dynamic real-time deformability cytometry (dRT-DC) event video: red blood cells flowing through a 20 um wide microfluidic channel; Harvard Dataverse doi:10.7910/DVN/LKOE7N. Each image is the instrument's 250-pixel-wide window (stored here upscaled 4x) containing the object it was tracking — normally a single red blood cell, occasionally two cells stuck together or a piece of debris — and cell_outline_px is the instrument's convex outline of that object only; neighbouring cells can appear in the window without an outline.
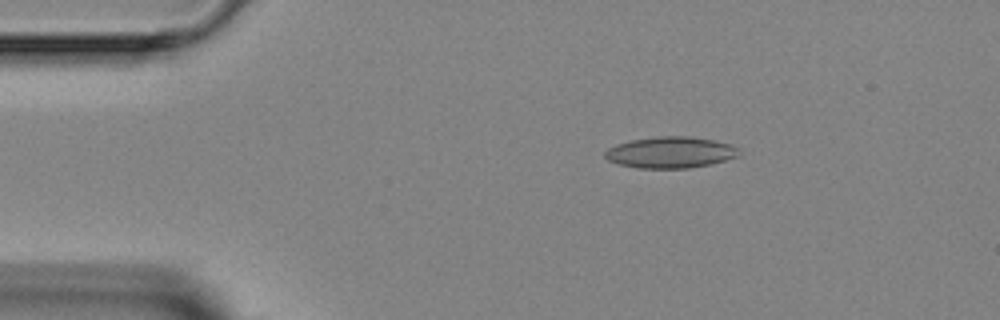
{"species": "Egyptian fruit bat (a non-hibernating species)", "species_latin": "Rousettus aegyptiacus", "temperature_condition": "room temperature", "stored_images_in_passage": 2, "camera_frame_rate_fps": 3000, "um_per_image_px": 0.085, "animal": {"sex": "female"}, "frame": {"image": 1, "passage_image": 1, "time_ms": 0.0, "image_size_px": [1000, 320], "cell_outline_px": [[740, 156], [708, 164], [688, 168], [636, 168], [620, 164], [608, 160], [604, 156], [604, 152], [608, 148], [616, 144], [632, 140], [656, 136], [692, 136], [716, 140], [732, 144], [740, 148]], "centroid_in_image_um": [57.02, 12.94], "position_along_channel_um": 28.0, "area_um2": 24.62}}